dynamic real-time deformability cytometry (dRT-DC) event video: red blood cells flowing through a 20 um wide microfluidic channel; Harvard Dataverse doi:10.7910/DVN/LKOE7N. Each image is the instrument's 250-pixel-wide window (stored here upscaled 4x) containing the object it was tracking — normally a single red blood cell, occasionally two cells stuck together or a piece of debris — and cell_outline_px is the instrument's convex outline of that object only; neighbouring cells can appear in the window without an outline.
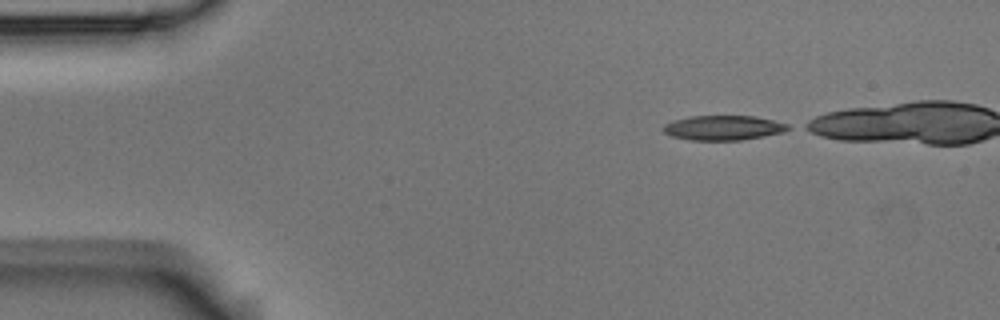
{"species": "Egyptian fruit bat (a non-hibernating species)", "species_latin": "Rousettus aegyptiacus", "temperature_condition": "room temperature", "stored_images_in_passage": 4, "camera_frame_rate_fps": 3000, "um_per_image_px": 0.085, "animal": {"sex": "male"}, "frame": {"image": 1, "passage_image": 1, "time_ms": 0.0, "image_size_px": [1000, 320], "cell_outline_px": [[792, 128], [784, 132], [744, 140], [688, 140], [672, 136], [664, 132], [664, 124], [672, 120], [688, 116], [756, 116], [788, 124]], "centroid_in_image_um": [61.49, 10.86], "position_along_channel_um": 23.5, "area_um2": 18.09}}